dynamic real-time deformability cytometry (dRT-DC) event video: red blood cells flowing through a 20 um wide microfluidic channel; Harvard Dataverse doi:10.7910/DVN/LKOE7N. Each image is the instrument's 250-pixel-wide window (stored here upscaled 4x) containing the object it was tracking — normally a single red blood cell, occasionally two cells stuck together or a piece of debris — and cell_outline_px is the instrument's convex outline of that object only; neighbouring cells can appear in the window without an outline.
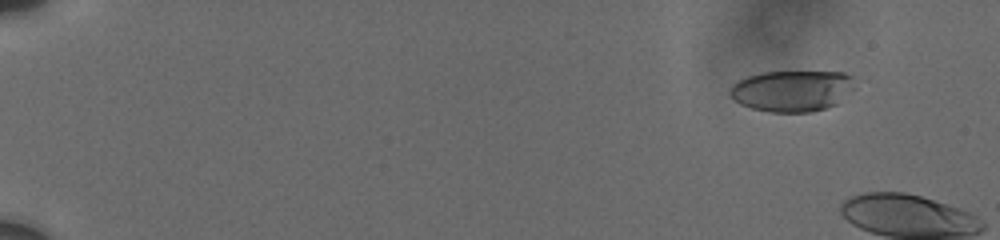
{"species": "human", "species_latin": "Homo sapiens", "temperature_condition": "cold", "stored_images_in_passage": 18, "camera_frame_rate_fps": 3000, "um_per_image_px": 0.085, "donor": {"sex": "male"}, "frame": {"image": 1, "passage_image": 10, "time_ms": 2.0, "image_size_px": [1000, 240], "cell_outline_px": [[856, 88], [852, 92], [836, 104], [828, 108], [812, 112], [768, 112], [752, 108], [740, 104], [728, 92], [732, 84], [748, 76], [764, 72], [844, 72], [852, 76]], "centroid_in_image_um": [67.37, 7.72], "position_along_channel_um": 17.6, "area_um2": 30.17}}